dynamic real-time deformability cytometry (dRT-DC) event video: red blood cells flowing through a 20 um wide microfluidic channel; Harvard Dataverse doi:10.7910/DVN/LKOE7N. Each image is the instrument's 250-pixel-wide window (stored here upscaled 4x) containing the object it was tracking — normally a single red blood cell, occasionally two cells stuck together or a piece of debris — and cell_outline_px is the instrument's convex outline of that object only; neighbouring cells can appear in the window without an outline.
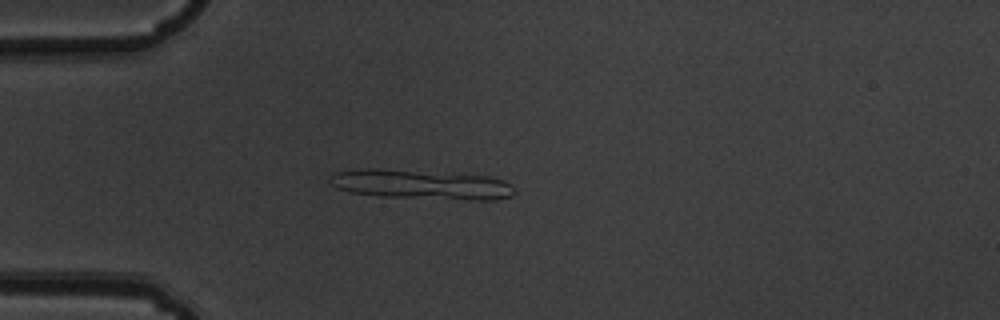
{"species": "common noctule bat (a hibernating species)", "species_latin": "Nyctalus noctula", "temperature_condition": "warm", "stored_images_in_passage": 10, "camera_frame_rate_fps": 3000, "um_per_image_px": 0.085, "animal": {"sex": "male", "body_mass_g": 19.5, "forearm_length_mm": 54.6}, "frame": {"image": 1, "passage_image": 4, "time_ms": 1.0, "image_size_px": [1000, 320], "cell_outline_px": [[516, 192], [512, 196], [496, 200], [468, 200], [380, 196], [352, 192], [336, 188], [328, 180], [336, 172], [356, 168], [376, 168], [488, 176], [504, 180]], "centroid_in_image_um": [35.8, 15.68], "position_along_channel_um": 49.2, "area_um2": 31.79}}